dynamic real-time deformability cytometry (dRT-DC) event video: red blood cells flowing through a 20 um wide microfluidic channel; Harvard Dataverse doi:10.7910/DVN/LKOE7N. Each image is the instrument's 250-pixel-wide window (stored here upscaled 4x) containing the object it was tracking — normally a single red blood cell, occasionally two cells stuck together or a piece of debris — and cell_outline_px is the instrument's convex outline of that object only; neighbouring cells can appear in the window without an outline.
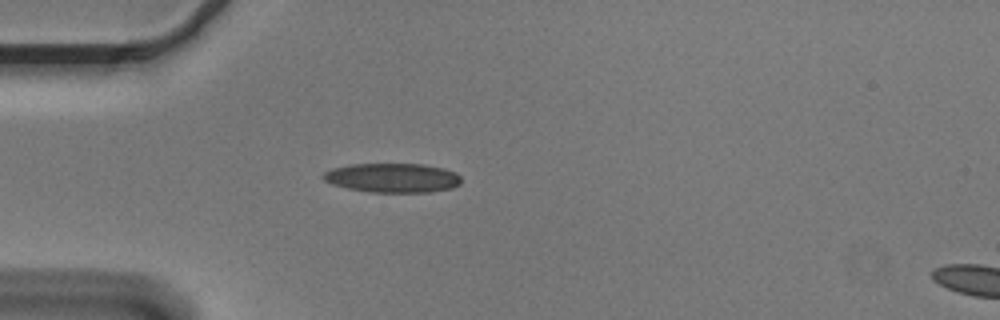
{"species": "Egyptian fruit bat (a non-hibernating species)", "species_latin": "Rousettus aegyptiacus", "temperature_condition": "cold", "stored_images_in_passage": 41, "camera_frame_rate_fps": 3000, "um_per_image_px": 0.085, "animal": {"sex": "male"}, "frame": {"image": 1, "passage_image": 1, "time_ms": 0.0, "image_size_px": [1000, 320], "cell_outline_px": [[460, 184], [452, 188], [428, 192], [368, 192], [348, 188], [332, 184], [324, 180], [320, 176], [324, 172], [332, 168], [352, 164], [424, 164], [444, 168], [456, 172], [460, 176]], "centroid_in_image_um": [33.36, 15.11], "position_along_channel_um": 51.6, "area_um2": 23.64}}
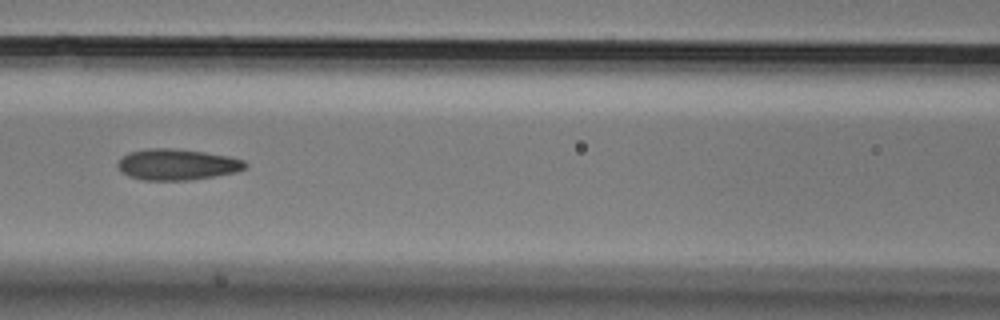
{"frame": {"image": 2, "passage_image": 10, "time_ms": 3.0, "image_size_px": [1000, 320], "cell_outline_px": [[248, 164], [244, 168], [236, 172], [192, 180], [144, 180], [128, 176], [120, 172], [116, 164], [128, 152], [148, 148], [172, 148], [204, 152], [228, 156], [244, 160]], "centroid_in_image_um": [15.03, 13.98], "position_along_channel_um": 151.6, "area_um2": 23.12}}
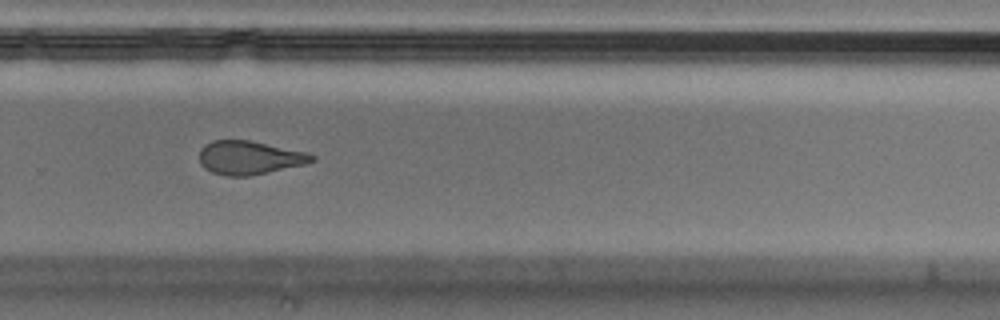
{"frame": {"image": 3, "passage_image": 23, "time_ms": 7.333, "image_size_px": [1000, 320], "cell_outline_px": [[316, 160], [304, 164], [268, 172], [248, 176], [224, 176], [212, 172], [204, 168], [200, 164], [200, 148], [204, 144], [212, 140], [252, 140], [308, 152], [316, 156]], "centroid_in_image_um": [21.2, 13.39], "position_along_channel_um": 308.6, "area_um2": 22.25}, "authors_computed_cell_mechanics": {"area_um2": 23.4668, "velocity_mm_per_s": 3.6348, "shape_relaxation_time_tau1_ms": 9.7308, "shape_relaxation_time_tau2_ms": 1.8017, "deformation_change_tau1": 0.2202, "deformation_change_tau2": 0.0863}}